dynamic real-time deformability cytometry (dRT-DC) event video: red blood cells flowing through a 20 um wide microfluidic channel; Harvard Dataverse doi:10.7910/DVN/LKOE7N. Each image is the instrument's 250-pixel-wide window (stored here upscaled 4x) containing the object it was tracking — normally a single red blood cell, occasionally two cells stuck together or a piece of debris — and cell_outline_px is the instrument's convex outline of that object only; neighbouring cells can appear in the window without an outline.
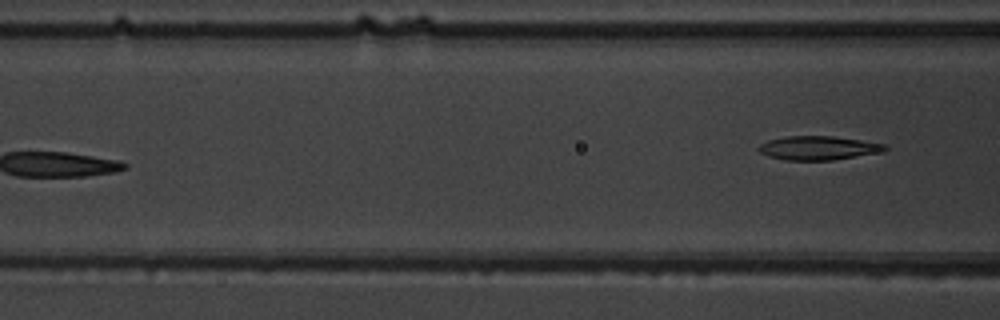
{"species": "common noctule bat (a hibernating species)", "species_latin": "Nyctalus noctula", "temperature_condition": "warm", "stored_images_in_passage": 6, "camera_frame_rate_fps": 3000, "um_per_image_px": 0.085, "animal": {"sex": "male", "body_mass_g": 19.5, "forearm_length_mm": 54.6}, "frame": {"image": 1, "passage_image": 6, "time_ms": 5.667, "image_size_px": [1000, 320], "cell_outline_px": [[888, 148], [884, 152], [832, 160], [784, 160], [768, 156], [760, 152], [756, 148], [760, 144], [768, 140], [788, 136], [832, 136], [860, 140], [884, 144]], "centroid_in_image_um": [69.55, 12.58], "position_along_channel_um": 97.1, "area_um2": 17.57}}